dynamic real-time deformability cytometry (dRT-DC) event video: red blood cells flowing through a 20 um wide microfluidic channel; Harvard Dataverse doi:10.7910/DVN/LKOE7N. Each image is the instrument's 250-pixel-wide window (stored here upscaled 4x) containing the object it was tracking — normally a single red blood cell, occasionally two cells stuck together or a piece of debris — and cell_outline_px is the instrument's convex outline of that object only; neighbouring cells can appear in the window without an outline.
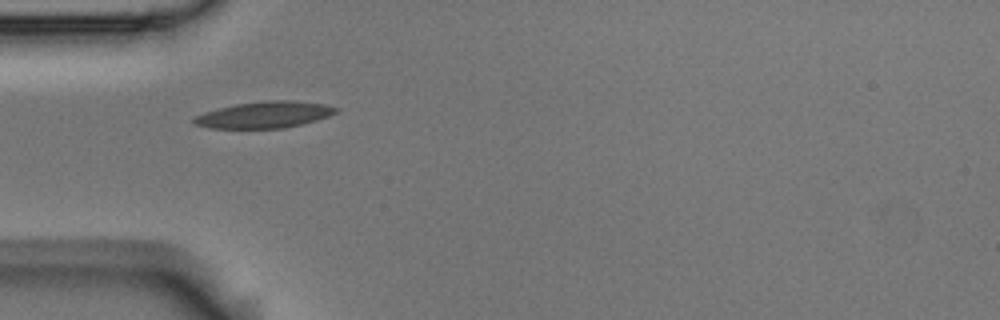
{"species": "Egyptian fruit bat (a non-hibernating species)", "species_latin": "Rousettus aegyptiacus", "temperature_condition": "room temperature", "stored_images_in_passage": 5, "camera_frame_rate_fps": 3000, "um_per_image_px": 0.085, "animal": {"sex": "male"}, "frame": {"image": 1, "passage_image": 5, "time_ms": 1.333, "image_size_px": [1000, 320], "cell_outline_px": [[340, 108], [336, 112], [328, 116], [316, 120], [284, 128], [208, 128], [192, 124], [192, 120], [196, 116], [204, 112], [236, 104], [264, 100], [292, 100], [324, 104]], "centroid_in_image_um": [22.46, 9.75], "position_along_channel_um": 62.5, "area_um2": 21.85}}